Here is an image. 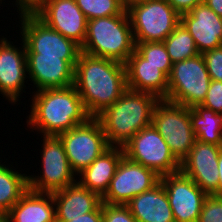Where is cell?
I'll return each mask as SVG.
<instances>
[{"instance_id": "27", "label": "cell", "mask_w": 222, "mask_h": 222, "mask_svg": "<svg viewBox=\"0 0 222 222\" xmlns=\"http://www.w3.org/2000/svg\"><path fill=\"white\" fill-rule=\"evenodd\" d=\"M135 51L149 64L158 66L168 77L170 76L173 63L170 60L166 46L163 42L135 43Z\"/></svg>"}, {"instance_id": "7", "label": "cell", "mask_w": 222, "mask_h": 222, "mask_svg": "<svg viewBox=\"0 0 222 222\" xmlns=\"http://www.w3.org/2000/svg\"><path fill=\"white\" fill-rule=\"evenodd\" d=\"M151 124L181 163L196 141L191 126L190 108L160 99L154 107Z\"/></svg>"}, {"instance_id": "32", "label": "cell", "mask_w": 222, "mask_h": 222, "mask_svg": "<svg viewBox=\"0 0 222 222\" xmlns=\"http://www.w3.org/2000/svg\"><path fill=\"white\" fill-rule=\"evenodd\" d=\"M201 105L222 114V81H210L206 98Z\"/></svg>"}, {"instance_id": "8", "label": "cell", "mask_w": 222, "mask_h": 222, "mask_svg": "<svg viewBox=\"0 0 222 222\" xmlns=\"http://www.w3.org/2000/svg\"><path fill=\"white\" fill-rule=\"evenodd\" d=\"M127 13L135 43L163 42L180 23V14L166 0H147Z\"/></svg>"}, {"instance_id": "28", "label": "cell", "mask_w": 222, "mask_h": 222, "mask_svg": "<svg viewBox=\"0 0 222 222\" xmlns=\"http://www.w3.org/2000/svg\"><path fill=\"white\" fill-rule=\"evenodd\" d=\"M88 20L122 14L120 0H75Z\"/></svg>"}, {"instance_id": "38", "label": "cell", "mask_w": 222, "mask_h": 222, "mask_svg": "<svg viewBox=\"0 0 222 222\" xmlns=\"http://www.w3.org/2000/svg\"><path fill=\"white\" fill-rule=\"evenodd\" d=\"M145 1L147 0H120V3L125 10H128L131 6Z\"/></svg>"}, {"instance_id": "18", "label": "cell", "mask_w": 222, "mask_h": 222, "mask_svg": "<svg viewBox=\"0 0 222 222\" xmlns=\"http://www.w3.org/2000/svg\"><path fill=\"white\" fill-rule=\"evenodd\" d=\"M180 22L193 37L200 54L222 46V17L204 2L181 14Z\"/></svg>"}, {"instance_id": "30", "label": "cell", "mask_w": 222, "mask_h": 222, "mask_svg": "<svg viewBox=\"0 0 222 222\" xmlns=\"http://www.w3.org/2000/svg\"><path fill=\"white\" fill-rule=\"evenodd\" d=\"M103 222H138L127 205L102 203Z\"/></svg>"}, {"instance_id": "9", "label": "cell", "mask_w": 222, "mask_h": 222, "mask_svg": "<svg viewBox=\"0 0 222 222\" xmlns=\"http://www.w3.org/2000/svg\"><path fill=\"white\" fill-rule=\"evenodd\" d=\"M41 145L40 174L29 175L28 189L40 193H54L77 181L67 159L63 143L59 136L43 135Z\"/></svg>"}, {"instance_id": "35", "label": "cell", "mask_w": 222, "mask_h": 222, "mask_svg": "<svg viewBox=\"0 0 222 222\" xmlns=\"http://www.w3.org/2000/svg\"><path fill=\"white\" fill-rule=\"evenodd\" d=\"M217 15L222 17V0H203Z\"/></svg>"}, {"instance_id": "36", "label": "cell", "mask_w": 222, "mask_h": 222, "mask_svg": "<svg viewBox=\"0 0 222 222\" xmlns=\"http://www.w3.org/2000/svg\"><path fill=\"white\" fill-rule=\"evenodd\" d=\"M12 2H15L12 3V7H14L15 4V6L18 8L17 10H30L35 5V0H16Z\"/></svg>"}, {"instance_id": "2", "label": "cell", "mask_w": 222, "mask_h": 222, "mask_svg": "<svg viewBox=\"0 0 222 222\" xmlns=\"http://www.w3.org/2000/svg\"><path fill=\"white\" fill-rule=\"evenodd\" d=\"M32 94L26 124L33 132L35 130L41 135L58 136L91 117L73 85L43 89Z\"/></svg>"}, {"instance_id": "24", "label": "cell", "mask_w": 222, "mask_h": 222, "mask_svg": "<svg viewBox=\"0 0 222 222\" xmlns=\"http://www.w3.org/2000/svg\"><path fill=\"white\" fill-rule=\"evenodd\" d=\"M190 120L196 140L222 146V114L195 105L190 108Z\"/></svg>"}, {"instance_id": "6", "label": "cell", "mask_w": 222, "mask_h": 222, "mask_svg": "<svg viewBox=\"0 0 222 222\" xmlns=\"http://www.w3.org/2000/svg\"><path fill=\"white\" fill-rule=\"evenodd\" d=\"M211 78L202 54L173 63L165 100L193 108L206 98Z\"/></svg>"}, {"instance_id": "5", "label": "cell", "mask_w": 222, "mask_h": 222, "mask_svg": "<svg viewBox=\"0 0 222 222\" xmlns=\"http://www.w3.org/2000/svg\"><path fill=\"white\" fill-rule=\"evenodd\" d=\"M20 20V38L26 54L60 57L63 60H78L81 46L72 39L48 27L31 10H17Z\"/></svg>"}, {"instance_id": "13", "label": "cell", "mask_w": 222, "mask_h": 222, "mask_svg": "<svg viewBox=\"0 0 222 222\" xmlns=\"http://www.w3.org/2000/svg\"><path fill=\"white\" fill-rule=\"evenodd\" d=\"M30 10L48 27L83 45L88 19L75 0H38Z\"/></svg>"}, {"instance_id": "39", "label": "cell", "mask_w": 222, "mask_h": 222, "mask_svg": "<svg viewBox=\"0 0 222 222\" xmlns=\"http://www.w3.org/2000/svg\"><path fill=\"white\" fill-rule=\"evenodd\" d=\"M0 222H8V215L6 212L0 211Z\"/></svg>"}, {"instance_id": "19", "label": "cell", "mask_w": 222, "mask_h": 222, "mask_svg": "<svg viewBox=\"0 0 222 222\" xmlns=\"http://www.w3.org/2000/svg\"><path fill=\"white\" fill-rule=\"evenodd\" d=\"M127 89L147 92L166 99L168 92V76L158 66L149 64L136 51L125 63Z\"/></svg>"}, {"instance_id": "11", "label": "cell", "mask_w": 222, "mask_h": 222, "mask_svg": "<svg viewBox=\"0 0 222 222\" xmlns=\"http://www.w3.org/2000/svg\"><path fill=\"white\" fill-rule=\"evenodd\" d=\"M58 136L76 175L110 147L101 123L96 117H90L85 123Z\"/></svg>"}, {"instance_id": "23", "label": "cell", "mask_w": 222, "mask_h": 222, "mask_svg": "<svg viewBox=\"0 0 222 222\" xmlns=\"http://www.w3.org/2000/svg\"><path fill=\"white\" fill-rule=\"evenodd\" d=\"M7 215L8 222H56L53 195L28 189Z\"/></svg>"}, {"instance_id": "16", "label": "cell", "mask_w": 222, "mask_h": 222, "mask_svg": "<svg viewBox=\"0 0 222 222\" xmlns=\"http://www.w3.org/2000/svg\"><path fill=\"white\" fill-rule=\"evenodd\" d=\"M222 146L195 141L180 171L208 195L218 196V157Z\"/></svg>"}, {"instance_id": "17", "label": "cell", "mask_w": 222, "mask_h": 222, "mask_svg": "<svg viewBox=\"0 0 222 222\" xmlns=\"http://www.w3.org/2000/svg\"><path fill=\"white\" fill-rule=\"evenodd\" d=\"M28 79L35 91L49 88H65L74 84V67L78 60L60 57L26 54ZM36 88V89H35Z\"/></svg>"}, {"instance_id": "15", "label": "cell", "mask_w": 222, "mask_h": 222, "mask_svg": "<svg viewBox=\"0 0 222 222\" xmlns=\"http://www.w3.org/2000/svg\"><path fill=\"white\" fill-rule=\"evenodd\" d=\"M21 47H16L13 41L2 36L0 38V94L7 99V102L16 105L21 94L27 87L28 69L25 44L21 39ZM24 89V90H23Z\"/></svg>"}, {"instance_id": "3", "label": "cell", "mask_w": 222, "mask_h": 222, "mask_svg": "<svg viewBox=\"0 0 222 222\" xmlns=\"http://www.w3.org/2000/svg\"><path fill=\"white\" fill-rule=\"evenodd\" d=\"M159 98L147 92L127 89L96 118L100 121L110 146H124L137 132L151 125Z\"/></svg>"}, {"instance_id": "1", "label": "cell", "mask_w": 222, "mask_h": 222, "mask_svg": "<svg viewBox=\"0 0 222 222\" xmlns=\"http://www.w3.org/2000/svg\"><path fill=\"white\" fill-rule=\"evenodd\" d=\"M73 86L87 113L96 117L127 90L125 64L81 52L74 67Z\"/></svg>"}, {"instance_id": "29", "label": "cell", "mask_w": 222, "mask_h": 222, "mask_svg": "<svg viewBox=\"0 0 222 222\" xmlns=\"http://www.w3.org/2000/svg\"><path fill=\"white\" fill-rule=\"evenodd\" d=\"M198 222H222V196L207 195Z\"/></svg>"}, {"instance_id": "20", "label": "cell", "mask_w": 222, "mask_h": 222, "mask_svg": "<svg viewBox=\"0 0 222 222\" xmlns=\"http://www.w3.org/2000/svg\"><path fill=\"white\" fill-rule=\"evenodd\" d=\"M52 195L56 206V222H70L71 218L90 213L102 203L98 194L78 181Z\"/></svg>"}, {"instance_id": "21", "label": "cell", "mask_w": 222, "mask_h": 222, "mask_svg": "<svg viewBox=\"0 0 222 222\" xmlns=\"http://www.w3.org/2000/svg\"><path fill=\"white\" fill-rule=\"evenodd\" d=\"M123 157L124 151L122 147L110 146L87 168L77 174V177L79 176L77 181L88 190L102 197L106 193Z\"/></svg>"}, {"instance_id": "4", "label": "cell", "mask_w": 222, "mask_h": 222, "mask_svg": "<svg viewBox=\"0 0 222 222\" xmlns=\"http://www.w3.org/2000/svg\"><path fill=\"white\" fill-rule=\"evenodd\" d=\"M130 19L122 14L88 20L87 34L81 52L125 64L135 51Z\"/></svg>"}, {"instance_id": "22", "label": "cell", "mask_w": 222, "mask_h": 222, "mask_svg": "<svg viewBox=\"0 0 222 222\" xmlns=\"http://www.w3.org/2000/svg\"><path fill=\"white\" fill-rule=\"evenodd\" d=\"M126 205L138 222H175L161 181L152 189L132 198Z\"/></svg>"}, {"instance_id": "34", "label": "cell", "mask_w": 222, "mask_h": 222, "mask_svg": "<svg viewBox=\"0 0 222 222\" xmlns=\"http://www.w3.org/2000/svg\"><path fill=\"white\" fill-rule=\"evenodd\" d=\"M70 222H103L102 203L90 213H85L77 218H71Z\"/></svg>"}, {"instance_id": "26", "label": "cell", "mask_w": 222, "mask_h": 222, "mask_svg": "<svg viewBox=\"0 0 222 222\" xmlns=\"http://www.w3.org/2000/svg\"><path fill=\"white\" fill-rule=\"evenodd\" d=\"M163 43L166 46L172 63L183 61L200 54L193 37L181 22Z\"/></svg>"}, {"instance_id": "25", "label": "cell", "mask_w": 222, "mask_h": 222, "mask_svg": "<svg viewBox=\"0 0 222 222\" xmlns=\"http://www.w3.org/2000/svg\"><path fill=\"white\" fill-rule=\"evenodd\" d=\"M13 167L11 164L0 162V211L6 213L28 190L27 172L21 173V170H15Z\"/></svg>"}, {"instance_id": "31", "label": "cell", "mask_w": 222, "mask_h": 222, "mask_svg": "<svg viewBox=\"0 0 222 222\" xmlns=\"http://www.w3.org/2000/svg\"><path fill=\"white\" fill-rule=\"evenodd\" d=\"M202 55L211 80L222 81V46L206 51Z\"/></svg>"}, {"instance_id": "33", "label": "cell", "mask_w": 222, "mask_h": 222, "mask_svg": "<svg viewBox=\"0 0 222 222\" xmlns=\"http://www.w3.org/2000/svg\"><path fill=\"white\" fill-rule=\"evenodd\" d=\"M180 15L190 12L203 0H166Z\"/></svg>"}, {"instance_id": "10", "label": "cell", "mask_w": 222, "mask_h": 222, "mask_svg": "<svg viewBox=\"0 0 222 222\" xmlns=\"http://www.w3.org/2000/svg\"><path fill=\"white\" fill-rule=\"evenodd\" d=\"M122 148L127 159L152 169L160 177L180 172L181 163L152 124L137 132Z\"/></svg>"}, {"instance_id": "37", "label": "cell", "mask_w": 222, "mask_h": 222, "mask_svg": "<svg viewBox=\"0 0 222 222\" xmlns=\"http://www.w3.org/2000/svg\"><path fill=\"white\" fill-rule=\"evenodd\" d=\"M218 172H219L218 196H222V150L220 151L218 157Z\"/></svg>"}, {"instance_id": "14", "label": "cell", "mask_w": 222, "mask_h": 222, "mask_svg": "<svg viewBox=\"0 0 222 222\" xmlns=\"http://www.w3.org/2000/svg\"><path fill=\"white\" fill-rule=\"evenodd\" d=\"M175 222H198L207 193L181 171L161 176Z\"/></svg>"}, {"instance_id": "12", "label": "cell", "mask_w": 222, "mask_h": 222, "mask_svg": "<svg viewBox=\"0 0 222 222\" xmlns=\"http://www.w3.org/2000/svg\"><path fill=\"white\" fill-rule=\"evenodd\" d=\"M160 178L152 169L132 162L124 156L106 193L101 197L102 203L126 205L135 196L156 186Z\"/></svg>"}]
</instances>
